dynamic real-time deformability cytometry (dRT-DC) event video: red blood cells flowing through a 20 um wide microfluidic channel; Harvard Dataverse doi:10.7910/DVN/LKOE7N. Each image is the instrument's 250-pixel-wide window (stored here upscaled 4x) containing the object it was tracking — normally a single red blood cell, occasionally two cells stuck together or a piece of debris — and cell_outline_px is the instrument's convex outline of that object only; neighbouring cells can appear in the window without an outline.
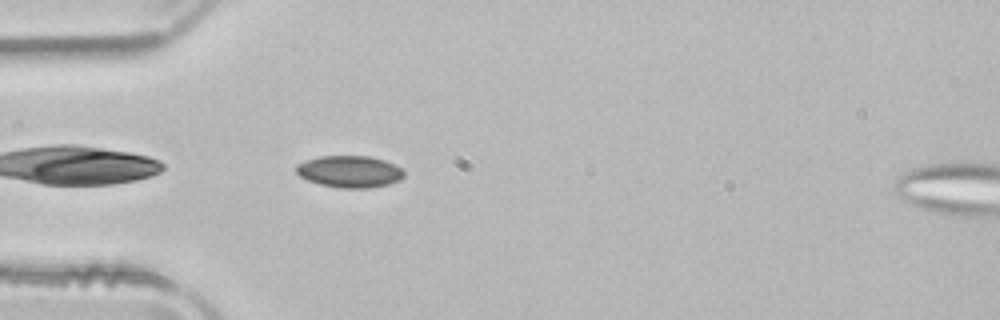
{"species": "common noctule bat (a hibernating species)", "species_latin": "Nyctalus noctula", "temperature_condition": "room temperature", "stored_images_in_passage": 36, "camera_frame_rate_fps": 3000, "um_per_image_px": 0.085, "animal": {"sex": "male", "body_mass_g": 21.5, "forearm_length_mm": 52.0}, "frame": {"image": 1, "passage_image": 1, "time_ms": 0.0, "image_size_px": [1000, 320], "cell_outline_px": [[404, 176], [400, 180], [388, 184], [368, 188], [340, 188], [320, 184], [308, 180], [300, 176], [296, 172], [296, 164], [320, 156], [368, 156], [384, 160], [400, 168], [404, 172]], "centroid_in_image_um": [29.71, 14.59], "position_along_channel_um": 55.3, "area_um2": 19.83}}
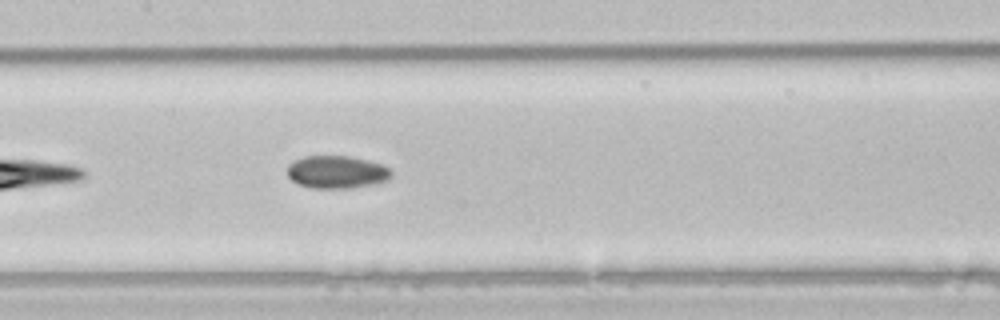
{"frame": {"image": 2, "passage_image": 11, "time_ms": 3.333, "image_size_px": [1000, 320], "cell_outline_px": [[392, 176], [388, 180], [352, 188], [312, 188], [296, 184], [288, 176], [288, 164], [304, 156], [348, 156], [384, 164], [392, 172]], "centroid_in_image_um": [28.62, 14.62], "position_along_channel_um": 178.8, "area_um2": 19.83}}
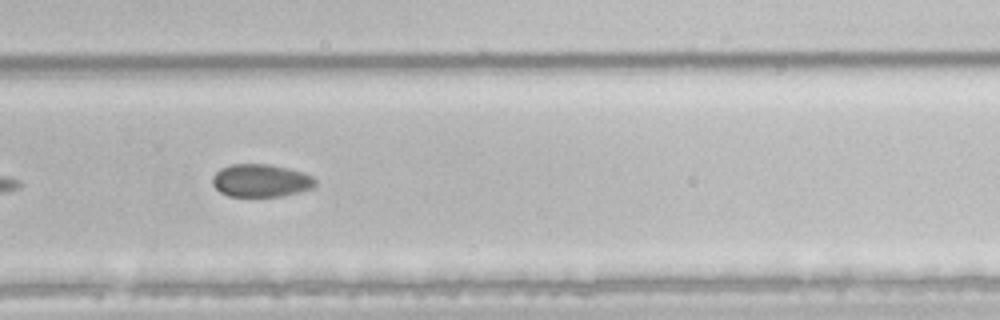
{"frame": {"image": 3, "passage_image": 21, "time_ms": 6.667, "image_size_px": [1000, 320], "cell_outline_px": [[316, 184], [312, 188], [284, 196], [228, 196], [220, 192], [212, 184], [212, 176], [220, 168], [232, 164], [268, 164], [288, 168], [304, 172], [312, 176], [316, 180]], "centroid_in_image_um": [22.17, 15.34], "position_along_channel_um": 307.6, "area_um2": 19.77}, "authors_computed_cell_mechanics": {"area_um2": 19.9121, "velocity_mm_per_s": 3.8822, "shape_relaxation_time_tau1_ms": null, "shape_relaxation_time_tau2_ms": 1.6139, "deformation_change_tau1": null, "deformation_change_tau2": 0.0407}}